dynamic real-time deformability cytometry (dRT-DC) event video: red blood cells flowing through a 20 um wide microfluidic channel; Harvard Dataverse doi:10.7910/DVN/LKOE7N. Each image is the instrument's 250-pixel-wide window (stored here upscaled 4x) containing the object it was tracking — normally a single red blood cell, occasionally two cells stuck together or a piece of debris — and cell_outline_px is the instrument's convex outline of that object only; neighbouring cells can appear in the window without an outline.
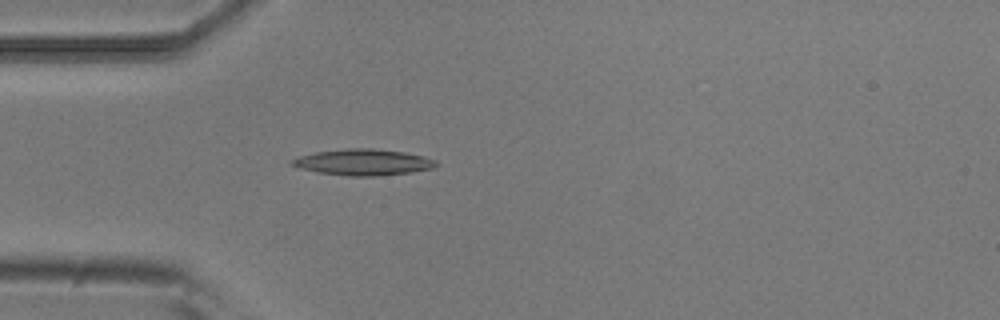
{"species": "common noctule bat (a hibernating species)", "species_latin": "Nyctalus noctula", "temperature_condition": "room temperature", "stored_images_in_passage": 5, "camera_frame_rate_fps": 3000, "um_per_image_px": 0.085, "animal": {"sex": "male", "body_mass_g": 20.5, "forearm_length_mm": 52.5}, "frame": {"image": 1, "passage_image": 5, "time_ms": 1.333, "image_size_px": [1000, 320], "cell_outline_px": [[440, 164], [432, 168], [412, 172], [376, 176], [352, 176], [316, 172], [300, 168], [288, 164], [288, 160], [300, 156], [316, 152], [348, 148], [372, 148], [404, 152], [424, 156], [436, 160]], "centroid_in_image_um": [30.86, 13.79], "position_along_channel_um": 54.1, "area_um2": 22.08}}